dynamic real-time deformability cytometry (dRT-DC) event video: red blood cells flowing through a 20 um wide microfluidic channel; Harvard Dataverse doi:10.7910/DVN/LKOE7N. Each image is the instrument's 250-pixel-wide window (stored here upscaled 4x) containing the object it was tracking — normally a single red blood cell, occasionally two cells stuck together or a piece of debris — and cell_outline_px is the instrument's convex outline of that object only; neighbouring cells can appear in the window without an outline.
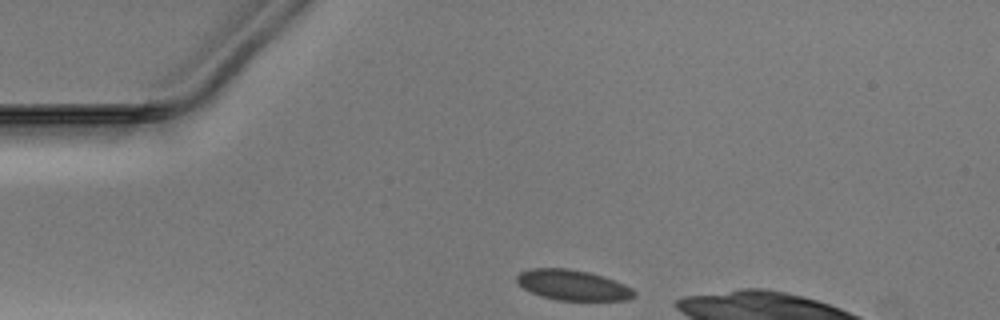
{"species": "Egyptian fruit bat (a non-hibernating species)", "species_latin": "Rousettus aegyptiacus", "temperature_condition": "warm", "stored_images_in_passage": 31, "camera_frame_rate_fps": 3000, "um_per_image_px": 0.085, "animal": {"sex": "male"}, "frame": {"image": 1, "passage_image": 1, "time_ms": 0.0, "image_size_px": [1000, 320], "cell_outline_px": [[636, 296], [628, 300], [556, 300], [540, 296], [524, 288], [516, 280], [516, 276], [520, 272], [532, 268], [568, 268], [588, 272], [604, 276], [624, 284], [632, 288], [636, 292]], "centroid_in_image_um": [48.71, 24.23], "position_along_channel_um": 36.3, "area_um2": 20.81}}
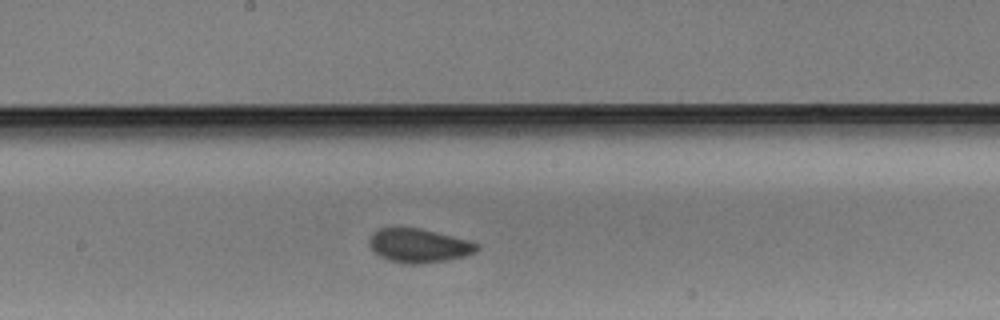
{"frame": {"image": 2, "passage_image": 17, "time_ms": 5.333, "image_size_px": [1000, 320], "cell_outline_px": [[480, 248], [476, 252], [464, 256], [448, 260], [424, 264], [408, 264], [388, 260], [372, 252], [368, 244], [368, 240], [372, 232], [380, 228], [420, 228], [472, 240], [480, 244]], "centroid_in_image_um": [35.62, 20.88], "position_along_channel_um": 212.6, "area_um2": 21.73}}
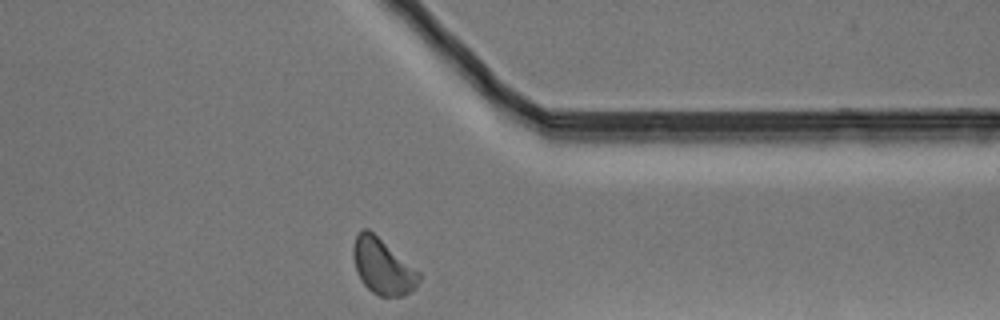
{"frame": {"image": 3, "passage_image": 30, "time_ms": 9.667, "image_size_px": [1000, 320], "cell_outline_px": [[420, 280], [416, 288], [404, 296], [380, 296], [372, 292], [360, 280], [356, 272], [352, 256], [352, 248], [356, 236], [360, 228], [368, 228], [420, 272]], "centroid_in_image_um": [32.51, 22.65], "position_along_channel_um": 378.9, "area_um2": 21.44}}